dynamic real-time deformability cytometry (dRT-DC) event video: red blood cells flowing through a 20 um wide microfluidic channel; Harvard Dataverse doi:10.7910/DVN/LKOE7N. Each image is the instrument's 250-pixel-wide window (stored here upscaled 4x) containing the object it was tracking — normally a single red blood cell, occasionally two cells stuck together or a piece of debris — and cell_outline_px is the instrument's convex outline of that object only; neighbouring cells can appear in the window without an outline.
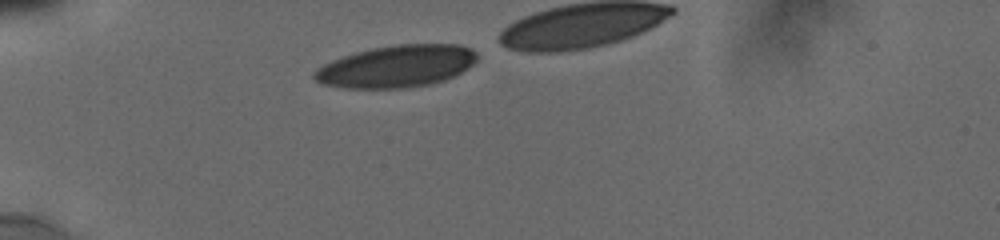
{"species": "human", "species_latin": "Homo sapiens", "temperature_condition": "cold", "stored_images_in_passage": 9, "camera_frame_rate_fps": 3000, "um_per_image_px": 0.085, "donor": {"sex": "male"}, "frame": {"image": 1, "passage_image": 1, "time_ms": 0.0, "image_size_px": [1000, 240], "cell_outline_px": [[476, 60], [468, 68], [444, 80], [432, 84], [408, 88], [344, 88], [324, 84], [316, 80], [312, 76], [312, 72], [316, 68], [332, 60], [356, 52], [372, 48], [396, 44], [456, 44], [468, 48], [476, 56]], "centroid_in_image_um": [33.66, 5.64], "position_along_channel_um": 51.3, "area_um2": 39.71}}
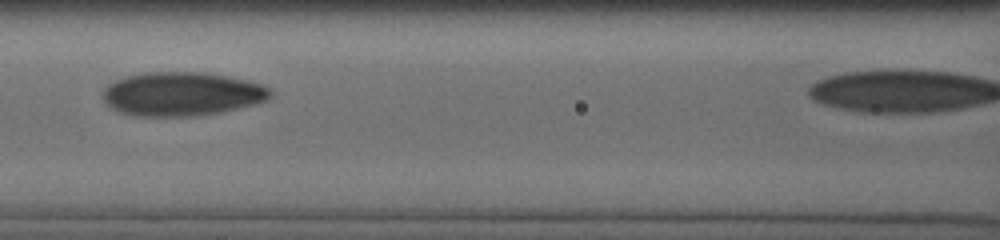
{"frame": {"image": 2, "passage_image": 6, "time_ms": 3.333, "image_size_px": [1000, 240], "cell_outline_px": [[272, 96], [268, 100], [220, 112], [196, 116], [132, 116], [120, 112], [112, 108], [104, 100], [104, 88], [108, 84], [116, 80], [128, 76], [148, 72], [204, 72], [228, 76], [248, 80], [260, 84], [268, 88], [272, 92]], "centroid_in_image_um": [15.46, 7.98], "position_along_channel_um": 151.1, "area_um2": 42.66}}
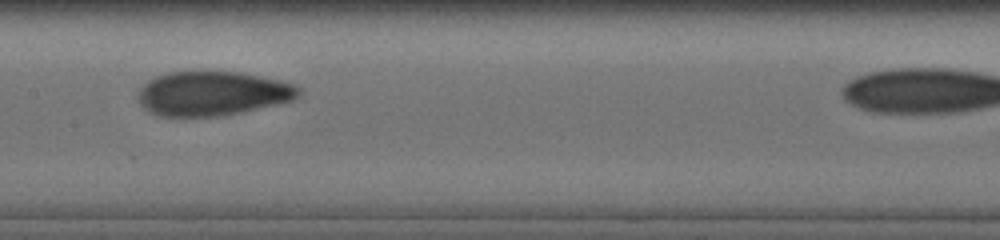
{"frame": {"image": 3, "passage_image": 7, "time_ms": 4.333, "image_size_px": [1000, 240], "cell_outline_px": [[300, 92], [292, 100], [244, 112], [220, 116], [156, 116], [148, 112], [140, 104], [140, 88], [148, 80], [156, 76], [168, 72], [240, 72], [280, 80], [296, 84], [300, 88]], "centroid_in_image_um": [18.06, 7.95], "position_along_channel_um": 189.3, "area_um2": 41.38}}